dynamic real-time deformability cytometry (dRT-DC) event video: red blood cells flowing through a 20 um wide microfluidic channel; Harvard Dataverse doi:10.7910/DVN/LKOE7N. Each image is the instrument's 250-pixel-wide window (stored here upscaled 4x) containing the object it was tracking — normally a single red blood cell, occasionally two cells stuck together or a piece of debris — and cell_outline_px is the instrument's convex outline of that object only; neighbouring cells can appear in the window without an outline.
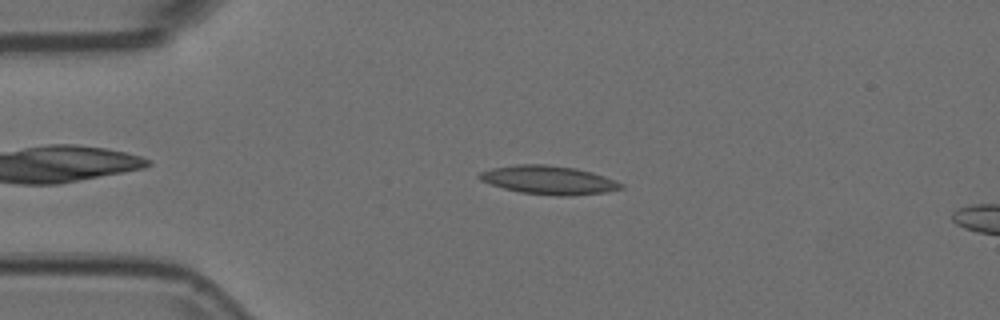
{"species": "Egyptian fruit bat (a non-hibernating species)", "species_latin": "Rousettus aegyptiacus", "temperature_condition": "room temperature", "stored_images_in_passage": 51, "camera_frame_rate_fps": 3000, "um_per_image_px": 0.085, "animal": {"sex": "female"}, "frame": {"image": 1, "passage_image": 9, "time_ms": 2.667, "image_size_px": [1000, 320], "cell_outline_px": [[624, 188], [604, 192], [568, 196], [560, 196], [520, 192], [504, 188], [480, 180], [476, 176], [480, 172], [492, 168], [516, 164], [544, 164], [576, 168], [592, 172], [616, 180], [624, 184]], "centroid_in_image_um": [46.65, 15.29], "position_along_channel_um": 38.4, "area_um2": 23.52}}
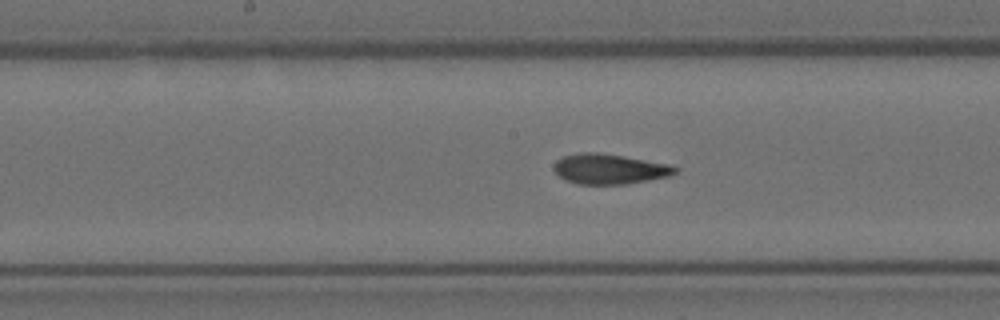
{"frame": {"image": 2, "passage_image": 24, "time_ms": 7.667, "image_size_px": [1000, 320], "cell_outline_px": [[680, 168], [672, 176], [628, 184], [576, 184], [564, 180], [552, 168], [556, 160], [564, 156], [576, 152], [600, 152], [672, 164]], "centroid_in_image_um": [51.84, 14.36], "position_along_channel_um": 196.4, "area_um2": 21.79}}
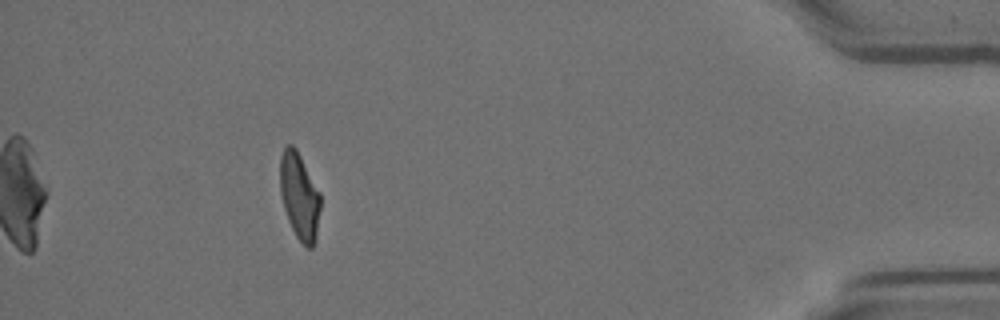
{"frame": {"image": 3, "passage_image": 46, "time_ms": 15.0, "image_size_px": [1000, 320], "cell_outline_px": [[320, 208], [316, 240], [312, 248], [308, 248], [296, 236], [288, 220], [284, 208], [280, 192], [280, 156], [284, 148], [288, 144], [292, 144], [296, 148], [320, 192]], "centroid_in_image_um": [25.45, 16.66], "position_along_channel_um": 409.7, "area_um2": 20.35}}